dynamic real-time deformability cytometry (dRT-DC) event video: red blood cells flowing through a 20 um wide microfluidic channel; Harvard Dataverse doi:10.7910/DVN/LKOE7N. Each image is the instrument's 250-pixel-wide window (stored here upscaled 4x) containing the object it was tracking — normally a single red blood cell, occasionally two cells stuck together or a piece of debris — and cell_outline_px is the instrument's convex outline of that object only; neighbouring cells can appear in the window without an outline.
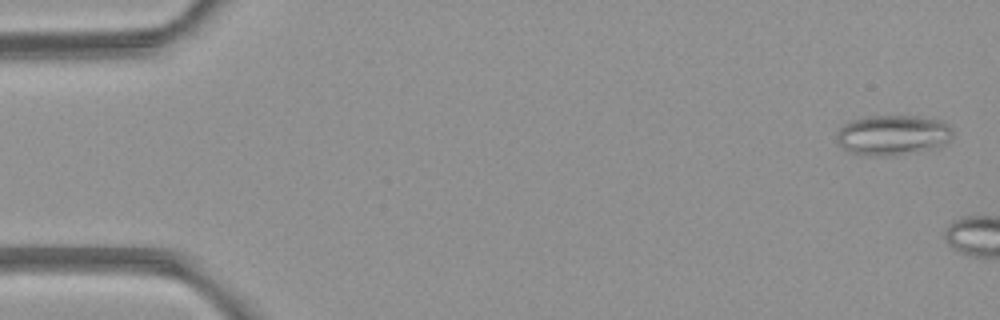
{"species": "common noctule bat (a hibernating species)", "species_latin": "Nyctalus noctula", "temperature_condition": "room temperature", "stored_images_in_passage": 3, "camera_frame_rate_fps": 3000, "um_per_image_px": 0.085, "animal": {"sex": "female", "body_mass_g": 21.9}, "frame": {"image": 1, "passage_image": 1, "time_ms": 0.0, "image_size_px": [1000, 320], "cell_outline_px": [[952, 136], [948, 140], [940, 144], [900, 152], [876, 156], [852, 152], [844, 148], [836, 140], [836, 132], [844, 124], [852, 120], [876, 116], [916, 116], [940, 120], [948, 124], [952, 128]], "centroid_in_image_um": [75.82, 11.42], "position_along_channel_um": 9.2, "area_um2": 25.78}}